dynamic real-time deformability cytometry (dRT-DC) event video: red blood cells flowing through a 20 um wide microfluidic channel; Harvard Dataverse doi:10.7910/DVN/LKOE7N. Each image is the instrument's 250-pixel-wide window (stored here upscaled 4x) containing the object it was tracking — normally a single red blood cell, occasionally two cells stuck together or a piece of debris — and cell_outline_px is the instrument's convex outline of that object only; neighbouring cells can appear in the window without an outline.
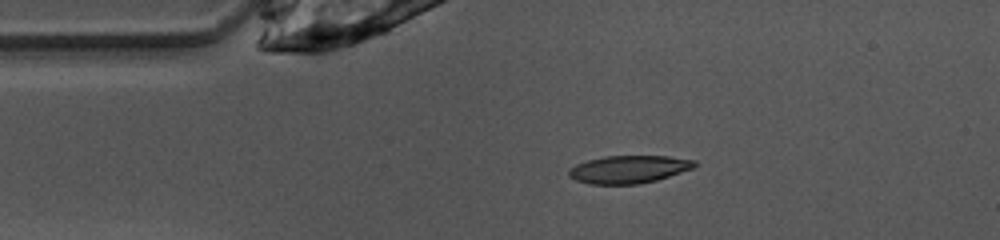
{"species": "common noctule bat (a hibernating species)", "species_latin": "Nyctalus noctula", "temperature_condition": "warm", "stored_images_in_passage": 41, "camera_frame_rate_fps": 3000, "um_per_image_px": 0.085, "animal": {"sex": "female", "body_mass_g": 10.0, "forearm_length_mm": 53.1}, "frame": {"image": 1, "passage_image": 1, "time_ms": 0.0, "image_size_px": [1000, 240], "cell_outline_px": [[696, 164], [692, 168], [656, 180], [640, 184], [588, 184], [576, 180], [568, 176], [568, 168], [576, 164], [588, 160], [604, 156], [668, 156], [696, 160]], "centroid_in_image_um": [53.4, 14.39], "position_along_channel_um": 31.6, "area_um2": 20.29}}
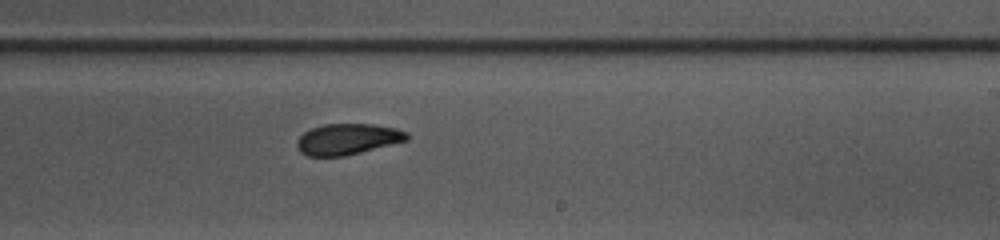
{"frame": {"image": 2, "passage_image": 20, "time_ms": 6.333, "image_size_px": [1000, 240], "cell_outline_px": [[408, 140], [344, 156], [308, 156], [300, 152], [296, 144], [296, 140], [304, 132], [312, 128], [324, 124], [372, 124], [396, 128], [408, 132]], "centroid_in_image_um": [29.53, 11.82], "position_along_channel_um": 259.5, "area_um2": 19.77}}
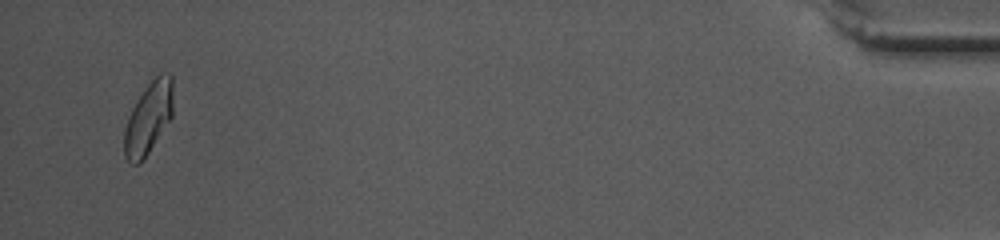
{"frame": {"image": 3, "passage_image": 39, "time_ms": 12.667, "image_size_px": [1000, 240], "cell_outline_px": [[172, 116], [140, 164], [132, 164], [124, 156], [124, 128], [128, 116], [136, 100], [144, 88], [160, 72], [168, 72], [172, 76]], "centroid_in_image_um": [12.6, 10.01], "position_along_channel_um": 422.6, "area_um2": 20.35}, "authors_computed_cell_mechanics": {"area_um2": 20.23, "velocity_mm_per_s": 3.9987, "shape_relaxation_time_tau1_ms": 7.4682, "shape_relaxation_time_tau2_ms": 3.09, "deformation_change_tau1": 0.1708, "deformation_change_tau2": 0.0692}}